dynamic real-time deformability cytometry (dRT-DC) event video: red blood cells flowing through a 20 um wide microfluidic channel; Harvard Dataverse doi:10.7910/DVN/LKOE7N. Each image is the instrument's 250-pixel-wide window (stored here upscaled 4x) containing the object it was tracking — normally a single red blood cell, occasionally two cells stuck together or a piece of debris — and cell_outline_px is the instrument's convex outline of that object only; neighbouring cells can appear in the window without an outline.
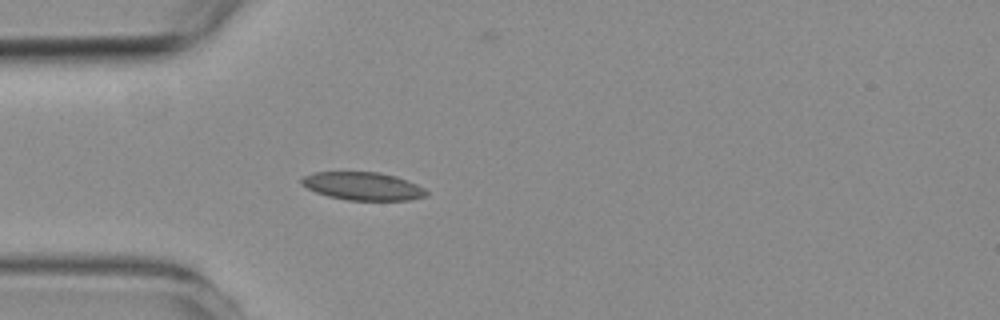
{"species": "common noctule bat (a hibernating species)", "species_latin": "Nyctalus noctula", "temperature_condition": "room temperature", "stored_images_in_passage": 4, "camera_frame_rate_fps": 3000, "um_per_image_px": 0.085, "animal": {"sex": "female", "body_mass_g": 19.3, "forearm_length_mm": 54.1}, "frame": {"image": 1, "passage_image": 4, "time_ms": 3.667, "image_size_px": [1000, 320], "cell_outline_px": [[428, 196], [408, 200], [348, 200], [328, 196], [316, 192], [300, 184], [300, 180], [304, 176], [312, 172], [380, 172], [396, 176], [416, 184], [424, 188], [428, 192]], "centroid_in_image_um": [30.84, 15.82], "position_along_channel_um": 54.2, "area_um2": 20.4}}